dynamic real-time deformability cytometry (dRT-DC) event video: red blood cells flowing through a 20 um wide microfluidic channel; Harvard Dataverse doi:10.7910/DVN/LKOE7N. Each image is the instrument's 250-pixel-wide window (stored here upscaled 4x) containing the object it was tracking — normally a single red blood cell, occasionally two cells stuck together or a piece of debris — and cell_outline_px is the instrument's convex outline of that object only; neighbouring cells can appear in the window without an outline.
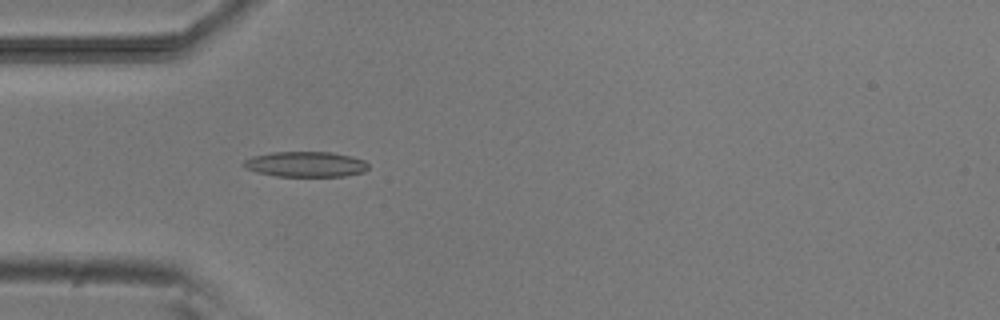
{"species": "common noctule bat (a hibernating species)", "species_latin": "Nyctalus noctula", "temperature_condition": "room temperature", "stored_images_in_passage": 5, "camera_frame_rate_fps": 3000, "um_per_image_px": 0.085, "animal": {"sex": "male", "body_mass_g": 20.5, "forearm_length_mm": 52.5}, "frame": {"image": 1, "passage_image": 5, "time_ms": 4.333, "image_size_px": [1000, 320], "cell_outline_px": [[368, 168], [364, 172], [344, 176], [276, 176], [244, 168], [240, 164], [244, 160], [252, 156], [272, 152], [332, 152], [352, 156], [364, 160], [368, 164]], "centroid_in_image_um": [25.98, 13.95], "position_along_channel_um": 59.0, "area_um2": 18.5}}